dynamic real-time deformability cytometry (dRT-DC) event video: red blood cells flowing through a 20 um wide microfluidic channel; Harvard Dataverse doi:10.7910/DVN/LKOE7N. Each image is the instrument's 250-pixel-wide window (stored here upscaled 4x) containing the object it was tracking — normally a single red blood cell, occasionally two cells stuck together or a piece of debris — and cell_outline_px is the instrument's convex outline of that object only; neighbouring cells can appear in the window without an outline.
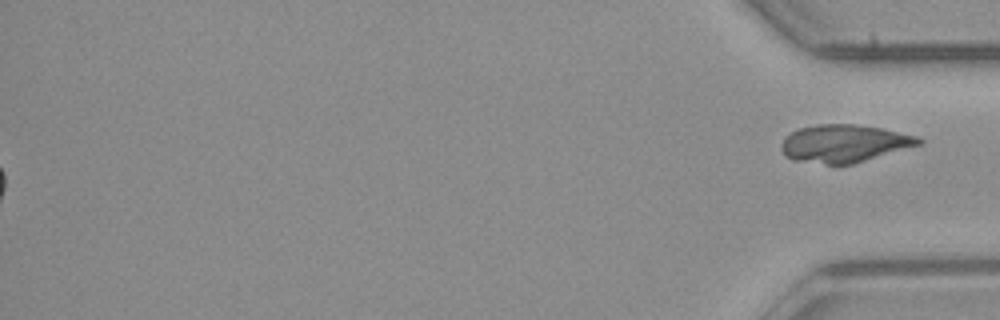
{"species": "common noctule bat (a hibernating species)", "species_latin": "Nyctalus noctula", "temperature_condition": "room temperature", "stored_images_in_passage": 49, "segment_of_instrument_passage": [2, 2], "camera_frame_rate_fps": 3000, "um_per_image_px": 0.085, "animal": {"sex": "male", "body_mass_g": 23.1, "forearm_length_mm": 52.7}, "frame": {"image": 1, "passage_image": 49, "time_ms": 16.0, "image_size_px": [1000, 320], "cell_outline_px": [[924, 144], [852, 164], [824, 164], [792, 160], [784, 156], [780, 148], [780, 144], [784, 136], [800, 128], [816, 124], [856, 124], [880, 128], [920, 136], [924, 140]], "centroid_in_image_um": [71.77, 12.19], "position_along_channel_um": 363.4, "area_um2": 30.58}}